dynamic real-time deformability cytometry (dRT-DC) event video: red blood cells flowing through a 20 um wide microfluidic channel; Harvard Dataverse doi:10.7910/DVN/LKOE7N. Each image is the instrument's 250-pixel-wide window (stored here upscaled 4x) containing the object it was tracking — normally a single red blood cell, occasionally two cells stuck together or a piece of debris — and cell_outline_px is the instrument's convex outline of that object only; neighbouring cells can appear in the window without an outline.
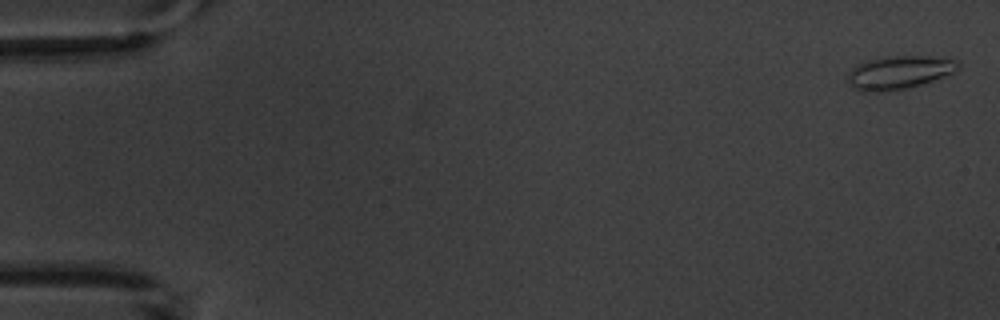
{"species": "common noctule bat (a hibernating species)", "species_latin": "Nyctalus noctula", "temperature_condition": "warm", "stored_images_in_passage": 3, "camera_frame_rate_fps": 3000, "um_per_image_px": 0.085, "animal": {"sex": "male", "body_mass_g": 20.1, "forearm_length_mm": 53.5}, "frame": {"image": 1, "passage_image": 1, "time_ms": 0.0, "image_size_px": [1000, 320], "cell_outline_px": [[960, 68], [952, 72], [932, 80], [908, 88], [876, 92], [864, 92], [856, 88], [848, 80], [848, 72], [856, 64], [880, 56], [928, 56], [956, 60], [960, 64]], "centroid_in_image_um": [76.39, 6.14], "position_along_channel_um": 8.6, "area_um2": 21.15}}